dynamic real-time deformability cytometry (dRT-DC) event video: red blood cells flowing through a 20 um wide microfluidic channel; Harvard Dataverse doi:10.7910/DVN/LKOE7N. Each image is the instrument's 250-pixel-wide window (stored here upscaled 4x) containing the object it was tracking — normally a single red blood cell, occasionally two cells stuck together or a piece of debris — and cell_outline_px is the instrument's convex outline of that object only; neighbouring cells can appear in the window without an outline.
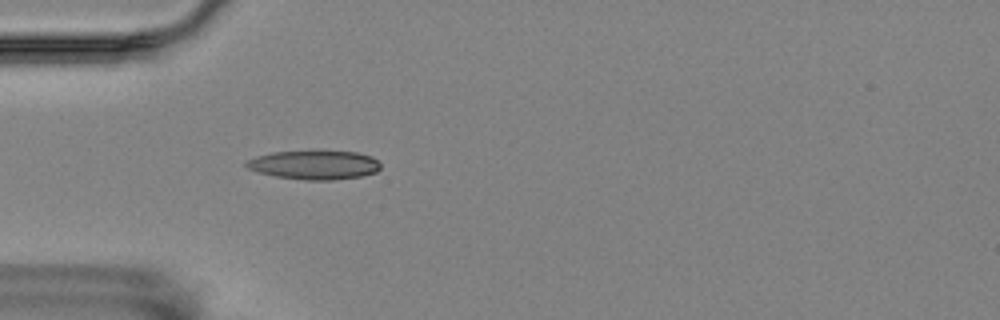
{"species": "Egyptian fruit bat (a non-hibernating species)", "species_latin": "Rousettus aegyptiacus", "temperature_condition": "room temperature", "stored_images_in_passage": 51, "camera_frame_rate_fps": 3000, "um_per_image_px": 0.085, "animal": {"sex": "female"}, "frame": {"image": 1, "passage_image": 17, "time_ms": 5.333, "image_size_px": [1000, 320], "cell_outline_px": [[380, 168], [376, 172], [364, 176], [332, 180], [308, 180], [276, 176], [260, 172], [248, 168], [244, 164], [248, 160], [256, 156], [272, 152], [356, 152], [372, 156], [380, 164]], "centroid_in_image_um": [26.75, 14.03], "position_along_channel_um": 58.2, "area_um2": 22.25}}
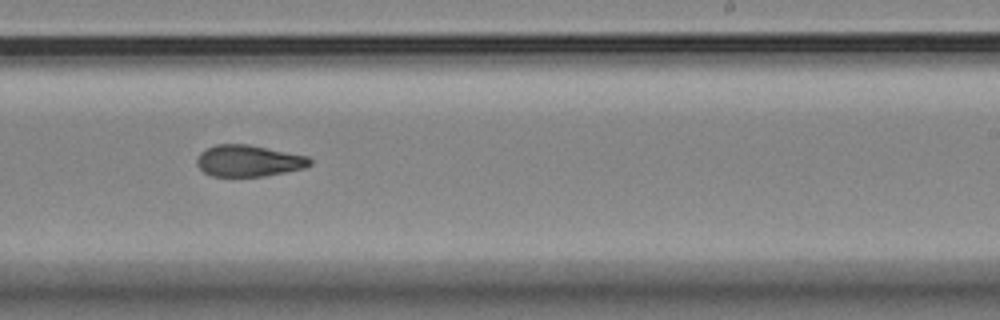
{"frame": {"image": 2, "passage_image": 35, "time_ms": 11.333, "image_size_px": [1000, 320], "cell_outline_px": [[312, 164], [304, 168], [264, 176], [212, 176], [204, 172], [196, 164], [196, 160], [200, 152], [216, 144], [248, 144], [308, 156], [312, 160]], "centroid_in_image_um": [21.13, 13.66], "position_along_channel_um": 267.9, "area_um2": 20.69}}
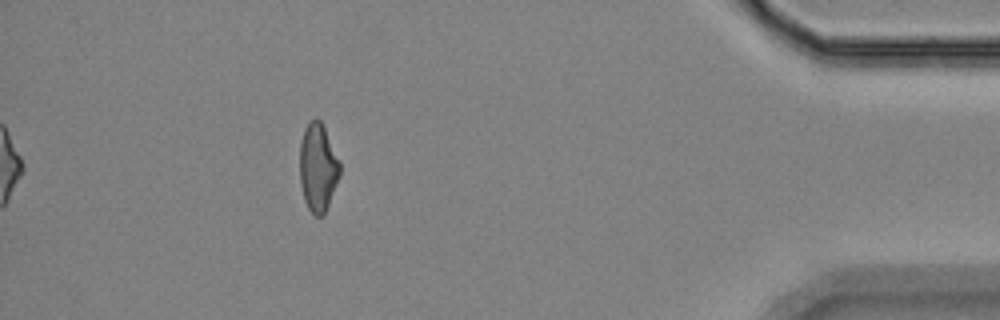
{"frame": {"image": 3, "passage_image": 51, "time_ms": 16.667, "image_size_px": [1000, 320], "cell_outline_px": [[340, 176], [328, 204], [324, 212], [320, 216], [316, 216], [308, 208], [304, 200], [300, 184], [300, 140], [304, 128], [308, 120], [316, 116], [320, 120], [340, 160]], "centroid_in_image_um": [27.01, 14.18], "position_along_channel_um": 408.2, "area_um2": 20.69}, "authors_computed_cell_mechanics": {"area_um2": 21.386, "velocity_mm_per_s": 3.5468, "shape_relaxation_time_tau1_ms": null, "shape_relaxation_time_tau2_ms": 4.9505, "deformation_change_tau1": null, "deformation_change_tau2": 0.1282}}